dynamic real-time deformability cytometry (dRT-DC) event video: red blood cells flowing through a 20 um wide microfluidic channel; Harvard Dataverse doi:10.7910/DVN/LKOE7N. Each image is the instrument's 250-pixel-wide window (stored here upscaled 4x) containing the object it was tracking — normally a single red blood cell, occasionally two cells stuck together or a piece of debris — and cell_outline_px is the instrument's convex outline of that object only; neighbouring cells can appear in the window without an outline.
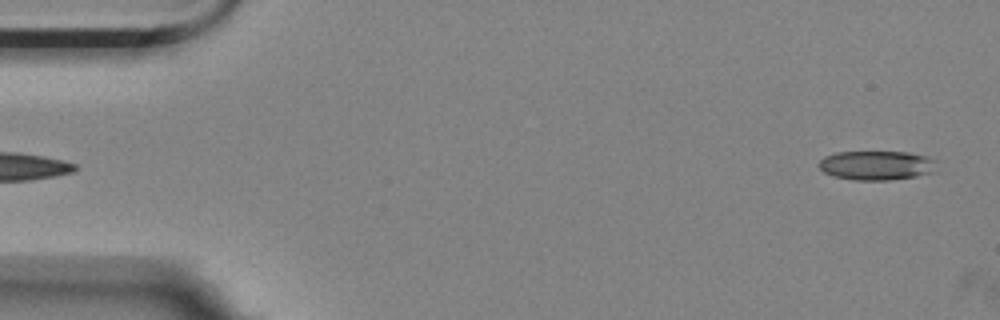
{"species": "Egyptian fruit bat (a non-hibernating species)", "species_latin": "Rousettus aegyptiacus", "temperature_condition": "room temperature", "stored_images_in_passage": 5, "segment_of_instrument_passage": [2, 2], "camera_frame_rate_fps": 3000, "um_per_image_px": 0.085, "animal": {"sex": "female"}, "frame": {"image": 1, "passage_image": 5, "time_ms": 1.333, "image_size_px": [1000, 320], "cell_outline_px": [[936, 172], [916, 176], [888, 180], [856, 180], [832, 176], [824, 172], [820, 168], [820, 160], [824, 156], [836, 152], [908, 152], [928, 156], [936, 160]], "centroid_in_image_um": [74.54, 14.05], "position_along_channel_um": 10.5, "area_um2": 20.23}}